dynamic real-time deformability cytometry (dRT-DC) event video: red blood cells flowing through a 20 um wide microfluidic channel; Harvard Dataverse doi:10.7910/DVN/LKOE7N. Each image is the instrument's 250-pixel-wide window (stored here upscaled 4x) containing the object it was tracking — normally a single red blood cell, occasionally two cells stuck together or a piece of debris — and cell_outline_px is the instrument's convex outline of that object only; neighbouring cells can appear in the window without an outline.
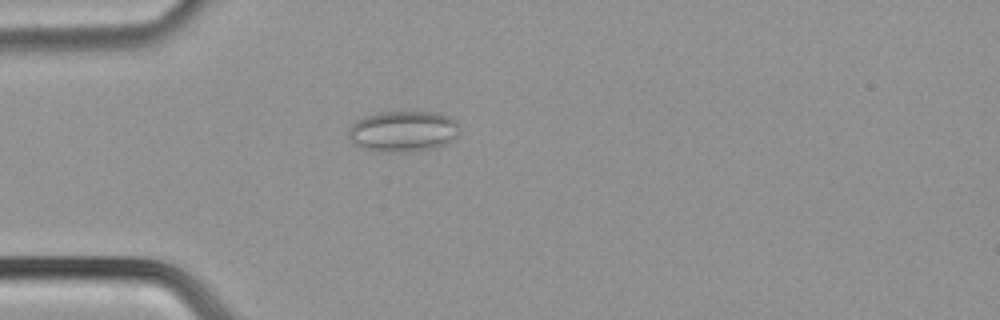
{"species": "common noctule bat (a hibernating species)", "species_latin": "Nyctalus noctula", "temperature_condition": "cold", "stored_images_in_passage": 43, "camera_frame_rate_fps": 3000, "um_per_image_px": 0.085, "animal": {"sex": "male", "body_mass_g": 21.5, "forearm_length_mm": 52.0}, "frame": {"image": 1, "passage_image": 12, "time_ms": 3.667, "image_size_px": [1000, 320], "cell_outline_px": [[456, 136], [448, 144], [436, 148], [400, 152], [380, 152], [360, 148], [348, 136], [348, 128], [356, 120], [364, 116], [376, 112], [436, 112], [448, 116], [456, 120]], "centroid_in_image_um": [34.22, 11.16], "position_along_channel_um": 50.8, "area_um2": 26.59}}
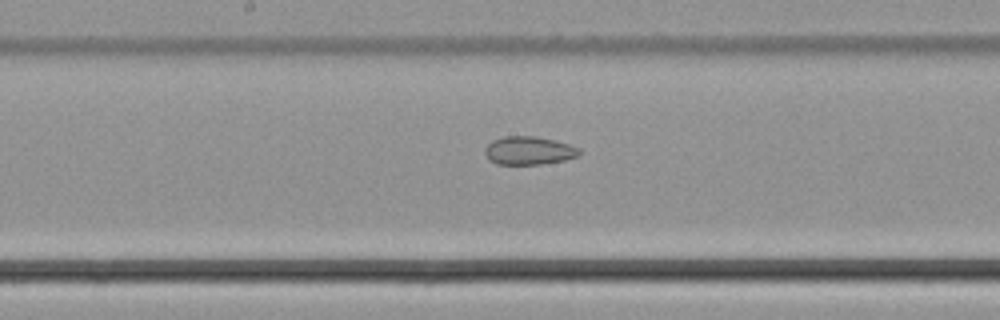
{"frame": {"image": 2, "passage_image": 24, "time_ms": 7.667, "image_size_px": [1000, 320], "cell_outline_px": [[580, 156], [564, 160], [540, 164], [496, 164], [488, 160], [484, 152], [484, 148], [492, 140], [504, 136], [536, 136], [556, 140], [580, 148]], "centroid_in_image_um": [44.94, 12.79], "position_along_channel_um": 203.3, "area_um2": 15.72}}
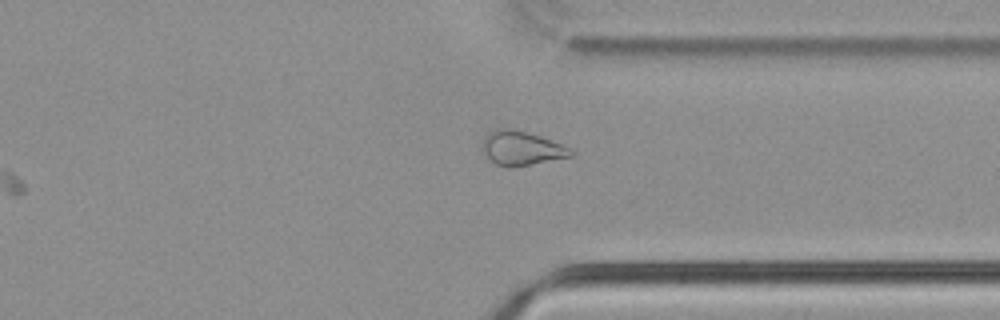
{"frame": {"image": 3, "passage_image": 36, "time_ms": 11.667, "image_size_px": [1000, 320], "cell_outline_px": [[576, 152], [572, 156], [512, 168], [508, 168], [496, 164], [480, 148], [488, 132], [496, 128], [508, 128], [540, 136], [572, 148]], "centroid_in_image_um": [44.34, 12.61], "position_along_channel_um": 367.1, "area_um2": 17.57}}